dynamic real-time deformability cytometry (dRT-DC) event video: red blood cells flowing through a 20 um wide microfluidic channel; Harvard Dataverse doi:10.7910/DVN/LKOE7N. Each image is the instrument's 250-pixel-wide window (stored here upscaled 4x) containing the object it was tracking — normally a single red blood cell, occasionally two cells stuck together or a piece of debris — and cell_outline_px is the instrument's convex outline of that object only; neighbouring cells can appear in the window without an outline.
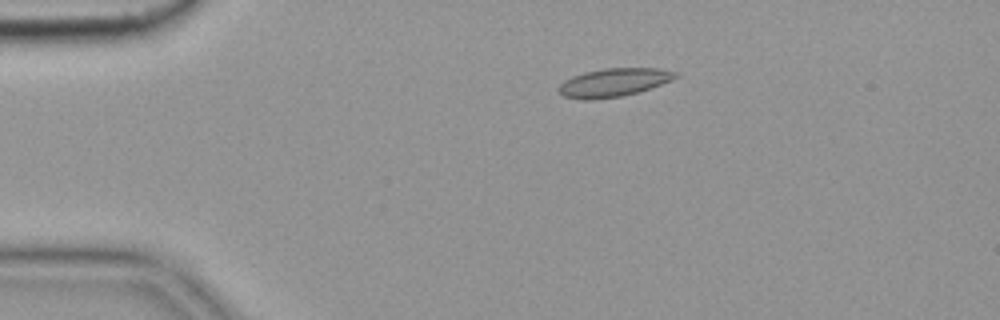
{"species": "common noctule bat (a hibernating species)", "species_latin": "Nyctalus noctula", "temperature_condition": "cold", "stored_images_in_passage": 2, "camera_frame_rate_fps": 3000, "um_per_image_px": 0.085, "animal": {"sex": "female", "body_mass_g": 19.9}, "frame": {"image": 1, "passage_image": 1, "time_ms": 0.0, "image_size_px": [1000, 320], "cell_outline_px": [[680, 76], [672, 80], [636, 92], [620, 96], [588, 100], [584, 100], [564, 96], [556, 88], [564, 80], [572, 76], [584, 72], [604, 68], [656, 68], [676, 72]], "centroid_in_image_um": [52.13, 7.0], "position_along_channel_um": 32.9, "area_um2": 19.07}}